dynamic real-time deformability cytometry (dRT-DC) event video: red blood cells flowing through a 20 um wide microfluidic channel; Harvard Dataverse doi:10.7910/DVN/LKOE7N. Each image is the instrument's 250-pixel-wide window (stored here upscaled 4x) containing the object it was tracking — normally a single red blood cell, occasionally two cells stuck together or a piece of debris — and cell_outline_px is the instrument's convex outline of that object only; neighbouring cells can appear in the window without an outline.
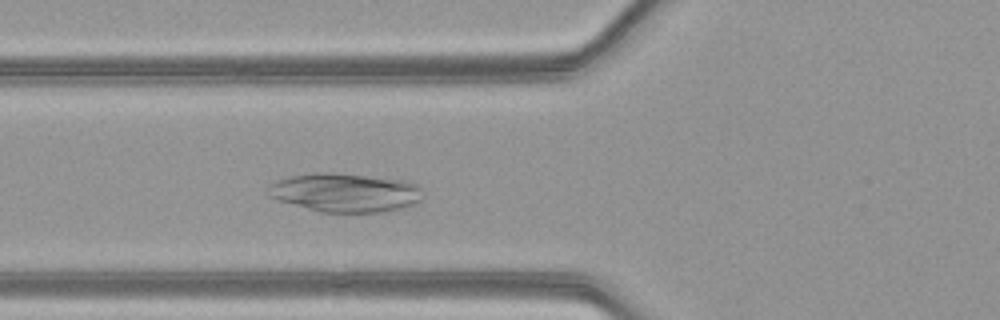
{"species": "common noctule bat (a hibernating species)", "species_latin": "Nyctalus noctula", "temperature_condition": "warm", "stored_images_in_passage": 33, "camera_frame_rate_fps": 3000, "um_per_image_px": 0.085, "animal": {"sex": "female", "body_mass_g": 21.9}, "frame": {"image": 1, "passage_image": 3, "time_ms": 0.667, "image_size_px": [1000, 320], "cell_outline_px": [[424, 196], [416, 204], [404, 208], [380, 212], [320, 212], [276, 200], [268, 196], [268, 188], [276, 180], [292, 176], [312, 172], [332, 172], [408, 180], [420, 184]], "centroid_in_image_um": [29.39, 16.36], "position_along_channel_um": 96.4, "area_um2": 35.55}}
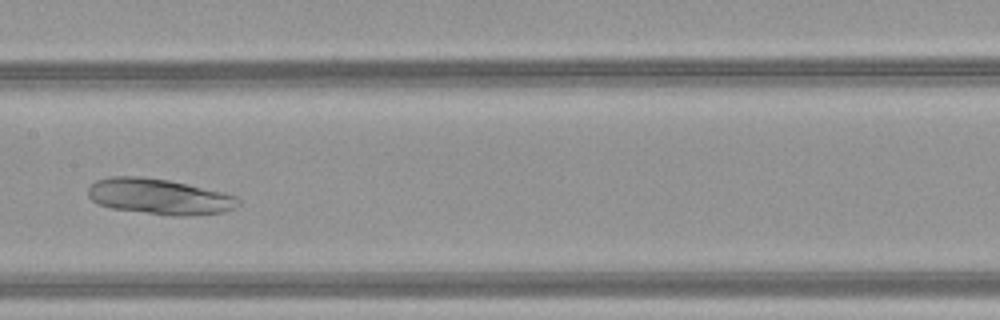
{"frame": {"image": 2, "passage_image": 10, "time_ms": 3.0, "image_size_px": [1000, 320], "cell_outline_px": [[240, 204], [236, 208], [224, 212], [188, 216], [172, 216], [112, 208], [100, 204], [92, 200], [88, 196], [88, 188], [96, 180], [112, 176], [140, 176], [168, 180], [224, 192], [236, 196], [240, 200]], "centroid_in_image_um": [13.58, 16.71], "position_along_channel_um": 193.8, "area_um2": 31.33}}
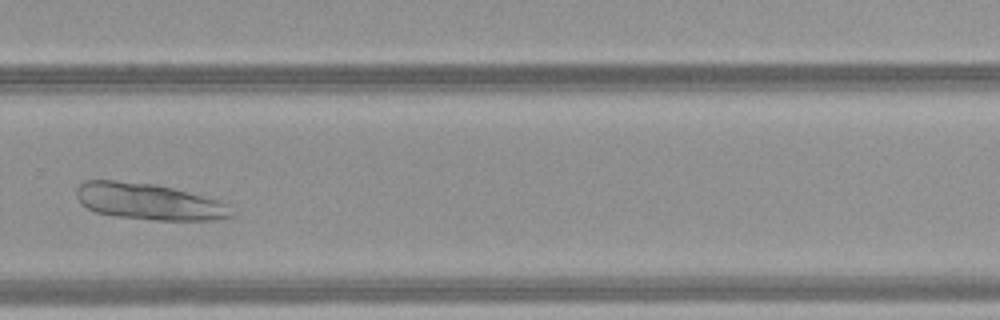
{"frame": {"image": 3, "passage_image": 19, "time_ms": 6.0, "image_size_px": [1000, 320], "cell_outline_px": [[232, 216], [216, 220], [156, 220], [116, 216], [96, 212], [80, 204], [76, 196], [76, 188], [84, 180], [116, 180], [156, 184], [172, 188], [216, 200], [228, 204]], "centroid_in_image_um": [12.58, 17.13], "position_along_channel_um": 317.2, "area_um2": 32.71}}